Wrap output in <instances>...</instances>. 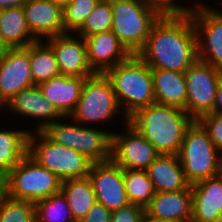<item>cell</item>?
I'll return each instance as SVG.
<instances>
[{
	"instance_id": "cell-1",
	"label": "cell",
	"mask_w": 222,
	"mask_h": 222,
	"mask_svg": "<svg viewBox=\"0 0 222 222\" xmlns=\"http://www.w3.org/2000/svg\"><path fill=\"white\" fill-rule=\"evenodd\" d=\"M137 55L150 68L185 72L198 59L191 15H162Z\"/></svg>"
},
{
	"instance_id": "cell-2",
	"label": "cell",
	"mask_w": 222,
	"mask_h": 222,
	"mask_svg": "<svg viewBox=\"0 0 222 222\" xmlns=\"http://www.w3.org/2000/svg\"><path fill=\"white\" fill-rule=\"evenodd\" d=\"M194 120L185 110L158 103L137 110L128 123L147 139L159 154L178 155L186 129Z\"/></svg>"
},
{
	"instance_id": "cell-3",
	"label": "cell",
	"mask_w": 222,
	"mask_h": 222,
	"mask_svg": "<svg viewBox=\"0 0 222 222\" xmlns=\"http://www.w3.org/2000/svg\"><path fill=\"white\" fill-rule=\"evenodd\" d=\"M109 78L117 101L124 110V124L137 110L156 103L151 68L137 55L105 72Z\"/></svg>"
},
{
	"instance_id": "cell-4",
	"label": "cell",
	"mask_w": 222,
	"mask_h": 222,
	"mask_svg": "<svg viewBox=\"0 0 222 222\" xmlns=\"http://www.w3.org/2000/svg\"><path fill=\"white\" fill-rule=\"evenodd\" d=\"M111 8V31L131 54H137L162 14L138 0H111Z\"/></svg>"
},
{
	"instance_id": "cell-5",
	"label": "cell",
	"mask_w": 222,
	"mask_h": 222,
	"mask_svg": "<svg viewBox=\"0 0 222 222\" xmlns=\"http://www.w3.org/2000/svg\"><path fill=\"white\" fill-rule=\"evenodd\" d=\"M28 155L62 182L88 177L92 165L83 154L53 142L43 131L29 132Z\"/></svg>"
},
{
	"instance_id": "cell-6",
	"label": "cell",
	"mask_w": 222,
	"mask_h": 222,
	"mask_svg": "<svg viewBox=\"0 0 222 222\" xmlns=\"http://www.w3.org/2000/svg\"><path fill=\"white\" fill-rule=\"evenodd\" d=\"M178 156L191 185L222 172V154L197 120L186 129Z\"/></svg>"
},
{
	"instance_id": "cell-7",
	"label": "cell",
	"mask_w": 222,
	"mask_h": 222,
	"mask_svg": "<svg viewBox=\"0 0 222 222\" xmlns=\"http://www.w3.org/2000/svg\"><path fill=\"white\" fill-rule=\"evenodd\" d=\"M61 183L54 173L27 154L6 176V196L36 203L42 198L58 194Z\"/></svg>"
},
{
	"instance_id": "cell-8",
	"label": "cell",
	"mask_w": 222,
	"mask_h": 222,
	"mask_svg": "<svg viewBox=\"0 0 222 222\" xmlns=\"http://www.w3.org/2000/svg\"><path fill=\"white\" fill-rule=\"evenodd\" d=\"M55 121L43 132L53 141L83 154L92 163L111 160L112 133L96 128H88L74 121L63 123ZM69 123V124H68Z\"/></svg>"
},
{
	"instance_id": "cell-9",
	"label": "cell",
	"mask_w": 222,
	"mask_h": 222,
	"mask_svg": "<svg viewBox=\"0 0 222 222\" xmlns=\"http://www.w3.org/2000/svg\"><path fill=\"white\" fill-rule=\"evenodd\" d=\"M112 84L105 73L86 77L79 101L70 114V120L78 124H98L113 120L120 110Z\"/></svg>"
},
{
	"instance_id": "cell-10",
	"label": "cell",
	"mask_w": 222,
	"mask_h": 222,
	"mask_svg": "<svg viewBox=\"0 0 222 222\" xmlns=\"http://www.w3.org/2000/svg\"><path fill=\"white\" fill-rule=\"evenodd\" d=\"M186 112L193 120L212 113L222 72L197 59L185 72Z\"/></svg>"
},
{
	"instance_id": "cell-11",
	"label": "cell",
	"mask_w": 222,
	"mask_h": 222,
	"mask_svg": "<svg viewBox=\"0 0 222 222\" xmlns=\"http://www.w3.org/2000/svg\"><path fill=\"white\" fill-rule=\"evenodd\" d=\"M197 35L198 59L222 72V11L199 4L187 11Z\"/></svg>"
},
{
	"instance_id": "cell-12",
	"label": "cell",
	"mask_w": 222,
	"mask_h": 222,
	"mask_svg": "<svg viewBox=\"0 0 222 222\" xmlns=\"http://www.w3.org/2000/svg\"><path fill=\"white\" fill-rule=\"evenodd\" d=\"M124 126V133H112L111 160L122 169L146 170L159 153L129 123H125Z\"/></svg>"
},
{
	"instance_id": "cell-13",
	"label": "cell",
	"mask_w": 222,
	"mask_h": 222,
	"mask_svg": "<svg viewBox=\"0 0 222 222\" xmlns=\"http://www.w3.org/2000/svg\"><path fill=\"white\" fill-rule=\"evenodd\" d=\"M97 202L114 211L129 203L124 187V169L112 160L92 163L88 173Z\"/></svg>"
},
{
	"instance_id": "cell-14",
	"label": "cell",
	"mask_w": 222,
	"mask_h": 222,
	"mask_svg": "<svg viewBox=\"0 0 222 222\" xmlns=\"http://www.w3.org/2000/svg\"><path fill=\"white\" fill-rule=\"evenodd\" d=\"M34 85L30 69V45L8 48L0 57V96L7 103L14 95Z\"/></svg>"
},
{
	"instance_id": "cell-15",
	"label": "cell",
	"mask_w": 222,
	"mask_h": 222,
	"mask_svg": "<svg viewBox=\"0 0 222 222\" xmlns=\"http://www.w3.org/2000/svg\"><path fill=\"white\" fill-rule=\"evenodd\" d=\"M70 33L47 38L52 47L60 74L71 77H89L95 72L87 59L86 43L83 37Z\"/></svg>"
},
{
	"instance_id": "cell-16",
	"label": "cell",
	"mask_w": 222,
	"mask_h": 222,
	"mask_svg": "<svg viewBox=\"0 0 222 222\" xmlns=\"http://www.w3.org/2000/svg\"><path fill=\"white\" fill-rule=\"evenodd\" d=\"M190 222H222V172L191 185Z\"/></svg>"
},
{
	"instance_id": "cell-17",
	"label": "cell",
	"mask_w": 222,
	"mask_h": 222,
	"mask_svg": "<svg viewBox=\"0 0 222 222\" xmlns=\"http://www.w3.org/2000/svg\"><path fill=\"white\" fill-rule=\"evenodd\" d=\"M7 110L13 113L32 119H39L41 122L36 125V131H43L49 124L56 120L67 119L43 96L38 85L22 90L14 95L7 103Z\"/></svg>"
},
{
	"instance_id": "cell-18",
	"label": "cell",
	"mask_w": 222,
	"mask_h": 222,
	"mask_svg": "<svg viewBox=\"0 0 222 222\" xmlns=\"http://www.w3.org/2000/svg\"><path fill=\"white\" fill-rule=\"evenodd\" d=\"M27 26L37 40L65 34L63 8L50 0H27L23 5Z\"/></svg>"
},
{
	"instance_id": "cell-19",
	"label": "cell",
	"mask_w": 222,
	"mask_h": 222,
	"mask_svg": "<svg viewBox=\"0 0 222 222\" xmlns=\"http://www.w3.org/2000/svg\"><path fill=\"white\" fill-rule=\"evenodd\" d=\"M84 40L87 59L95 73H105L132 55L112 31L91 35Z\"/></svg>"
},
{
	"instance_id": "cell-20",
	"label": "cell",
	"mask_w": 222,
	"mask_h": 222,
	"mask_svg": "<svg viewBox=\"0 0 222 222\" xmlns=\"http://www.w3.org/2000/svg\"><path fill=\"white\" fill-rule=\"evenodd\" d=\"M149 216L167 222H190L192 188L175 192H156L145 208Z\"/></svg>"
},
{
	"instance_id": "cell-21",
	"label": "cell",
	"mask_w": 222,
	"mask_h": 222,
	"mask_svg": "<svg viewBox=\"0 0 222 222\" xmlns=\"http://www.w3.org/2000/svg\"><path fill=\"white\" fill-rule=\"evenodd\" d=\"M86 77L58 75L38 85L43 96L63 117L74 111Z\"/></svg>"
},
{
	"instance_id": "cell-22",
	"label": "cell",
	"mask_w": 222,
	"mask_h": 222,
	"mask_svg": "<svg viewBox=\"0 0 222 222\" xmlns=\"http://www.w3.org/2000/svg\"><path fill=\"white\" fill-rule=\"evenodd\" d=\"M146 171L156 192H175L191 187L178 155L159 154Z\"/></svg>"
},
{
	"instance_id": "cell-23",
	"label": "cell",
	"mask_w": 222,
	"mask_h": 222,
	"mask_svg": "<svg viewBox=\"0 0 222 222\" xmlns=\"http://www.w3.org/2000/svg\"><path fill=\"white\" fill-rule=\"evenodd\" d=\"M156 103L186 111L187 86L184 72L151 68Z\"/></svg>"
},
{
	"instance_id": "cell-24",
	"label": "cell",
	"mask_w": 222,
	"mask_h": 222,
	"mask_svg": "<svg viewBox=\"0 0 222 222\" xmlns=\"http://www.w3.org/2000/svg\"><path fill=\"white\" fill-rule=\"evenodd\" d=\"M0 36L8 48L26 47L37 41L27 26L23 7L0 10Z\"/></svg>"
},
{
	"instance_id": "cell-25",
	"label": "cell",
	"mask_w": 222,
	"mask_h": 222,
	"mask_svg": "<svg viewBox=\"0 0 222 222\" xmlns=\"http://www.w3.org/2000/svg\"><path fill=\"white\" fill-rule=\"evenodd\" d=\"M60 192L66 198L75 222H80L97 202L88 177L63 181Z\"/></svg>"
},
{
	"instance_id": "cell-26",
	"label": "cell",
	"mask_w": 222,
	"mask_h": 222,
	"mask_svg": "<svg viewBox=\"0 0 222 222\" xmlns=\"http://www.w3.org/2000/svg\"><path fill=\"white\" fill-rule=\"evenodd\" d=\"M29 132L0 129V174L6 177L28 154Z\"/></svg>"
},
{
	"instance_id": "cell-27",
	"label": "cell",
	"mask_w": 222,
	"mask_h": 222,
	"mask_svg": "<svg viewBox=\"0 0 222 222\" xmlns=\"http://www.w3.org/2000/svg\"><path fill=\"white\" fill-rule=\"evenodd\" d=\"M30 69L35 85L60 75L55 53L45 40L30 44Z\"/></svg>"
},
{
	"instance_id": "cell-28",
	"label": "cell",
	"mask_w": 222,
	"mask_h": 222,
	"mask_svg": "<svg viewBox=\"0 0 222 222\" xmlns=\"http://www.w3.org/2000/svg\"><path fill=\"white\" fill-rule=\"evenodd\" d=\"M124 187L129 203L144 209L156 193L146 170L124 169Z\"/></svg>"
},
{
	"instance_id": "cell-29",
	"label": "cell",
	"mask_w": 222,
	"mask_h": 222,
	"mask_svg": "<svg viewBox=\"0 0 222 222\" xmlns=\"http://www.w3.org/2000/svg\"><path fill=\"white\" fill-rule=\"evenodd\" d=\"M36 222H75L61 192L35 203Z\"/></svg>"
},
{
	"instance_id": "cell-30",
	"label": "cell",
	"mask_w": 222,
	"mask_h": 222,
	"mask_svg": "<svg viewBox=\"0 0 222 222\" xmlns=\"http://www.w3.org/2000/svg\"><path fill=\"white\" fill-rule=\"evenodd\" d=\"M112 23L111 0H100L94 10L87 16L85 23L76 32V36L86 38L98 33L111 31Z\"/></svg>"
},
{
	"instance_id": "cell-31",
	"label": "cell",
	"mask_w": 222,
	"mask_h": 222,
	"mask_svg": "<svg viewBox=\"0 0 222 222\" xmlns=\"http://www.w3.org/2000/svg\"><path fill=\"white\" fill-rule=\"evenodd\" d=\"M0 222H36L35 203L5 196L0 202Z\"/></svg>"
},
{
	"instance_id": "cell-32",
	"label": "cell",
	"mask_w": 222,
	"mask_h": 222,
	"mask_svg": "<svg viewBox=\"0 0 222 222\" xmlns=\"http://www.w3.org/2000/svg\"><path fill=\"white\" fill-rule=\"evenodd\" d=\"M100 0H72L63 8V21L66 33L76 32L85 23L87 16Z\"/></svg>"
},
{
	"instance_id": "cell-33",
	"label": "cell",
	"mask_w": 222,
	"mask_h": 222,
	"mask_svg": "<svg viewBox=\"0 0 222 222\" xmlns=\"http://www.w3.org/2000/svg\"><path fill=\"white\" fill-rule=\"evenodd\" d=\"M208 132L213 145L222 154V115L208 113L197 120Z\"/></svg>"
},
{
	"instance_id": "cell-34",
	"label": "cell",
	"mask_w": 222,
	"mask_h": 222,
	"mask_svg": "<svg viewBox=\"0 0 222 222\" xmlns=\"http://www.w3.org/2000/svg\"><path fill=\"white\" fill-rule=\"evenodd\" d=\"M144 212V208L130 203L111 211V222H139Z\"/></svg>"
},
{
	"instance_id": "cell-35",
	"label": "cell",
	"mask_w": 222,
	"mask_h": 222,
	"mask_svg": "<svg viewBox=\"0 0 222 222\" xmlns=\"http://www.w3.org/2000/svg\"><path fill=\"white\" fill-rule=\"evenodd\" d=\"M144 4H147L156 10H158L162 15H177L188 11L189 6H183L176 4L175 0H138ZM175 3V4H174Z\"/></svg>"
},
{
	"instance_id": "cell-36",
	"label": "cell",
	"mask_w": 222,
	"mask_h": 222,
	"mask_svg": "<svg viewBox=\"0 0 222 222\" xmlns=\"http://www.w3.org/2000/svg\"><path fill=\"white\" fill-rule=\"evenodd\" d=\"M80 222H111V211L96 202Z\"/></svg>"
},
{
	"instance_id": "cell-37",
	"label": "cell",
	"mask_w": 222,
	"mask_h": 222,
	"mask_svg": "<svg viewBox=\"0 0 222 222\" xmlns=\"http://www.w3.org/2000/svg\"><path fill=\"white\" fill-rule=\"evenodd\" d=\"M212 113L222 115V78L217 86L216 97Z\"/></svg>"
},
{
	"instance_id": "cell-38",
	"label": "cell",
	"mask_w": 222,
	"mask_h": 222,
	"mask_svg": "<svg viewBox=\"0 0 222 222\" xmlns=\"http://www.w3.org/2000/svg\"><path fill=\"white\" fill-rule=\"evenodd\" d=\"M27 0H0V10L23 7Z\"/></svg>"
},
{
	"instance_id": "cell-39",
	"label": "cell",
	"mask_w": 222,
	"mask_h": 222,
	"mask_svg": "<svg viewBox=\"0 0 222 222\" xmlns=\"http://www.w3.org/2000/svg\"><path fill=\"white\" fill-rule=\"evenodd\" d=\"M6 196V177L0 174V202Z\"/></svg>"
},
{
	"instance_id": "cell-40",
	"label": "cell",
	"mask_w": 222,
	"mask_h": 222,
	"mask_svg": "<svg viewBox=\"0 0 222 222\" xmlns=\"http://www.w3.org/2000/svg\"><path fill=\"white\" fill-rule=\"evenodd\" d=\"M139 222H167V221L155 219L144 212Z\"/></svg>"
},
{
	"instance_id": "cell-41",
	"label": "cell",
	"mask_w": 222,
	"mask_h": 222,
	"mask_svg": "<svg viewBox=\"0 0 222 222\" xmlns=\"http://www.w3.org/2000/svg\"><path fill=\"white\" fill-rule=\"evenodd\" d=\"M56 5H59L60 7L64 8L67 6L72 0H50Z\"/></svg>"
},
{
	"instance_id": "cell-42",
	"label": "cell",
	"mask_w": 222,
	"mask_h": 222,
	"mask_svg": "<svg viewBox=\"0 0 222 222\" xmlns=\"http://www.w3.org/2000/svg\"><path fill=\"white\" fill-rule=\"evenodd\" d=\"M8 50L7 45L2 41V38L0 36V57H2L6 51Z\"/></svg>"
},
{
	"instance_id": "cell-43",
	"label": "cell",
	"mask_w": 222,
	"mask_h": 222,
	"mask_svg": "<svg viewBox=\"0 0 222 222\" xmlns=\"http://www.w3.org/2000/svg\"><path fill=\"white\" fill-rule=\"evenodd\" d=\"M6 102L3 100V98L0 96V110L5 108ZM3 107V108H2Z\"/></svg>"
}]
</instances>
